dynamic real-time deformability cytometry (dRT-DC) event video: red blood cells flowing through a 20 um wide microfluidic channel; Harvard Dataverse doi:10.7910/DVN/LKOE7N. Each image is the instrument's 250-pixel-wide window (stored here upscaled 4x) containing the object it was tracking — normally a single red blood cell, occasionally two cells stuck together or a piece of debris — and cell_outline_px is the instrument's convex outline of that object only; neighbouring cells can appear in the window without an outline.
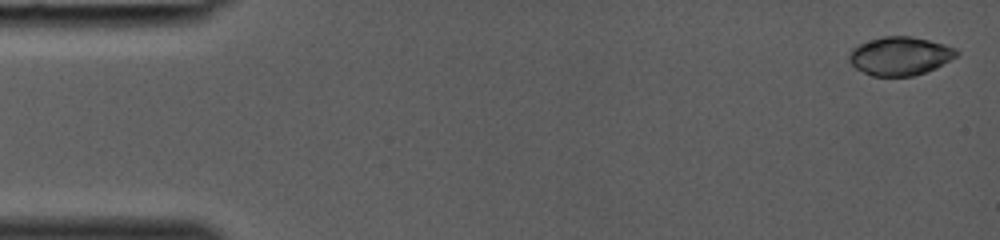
{"species": "common noctule bat (a hibernating species)", "species_latin": "Nyctalus noctula", "temperature_condition": "room temperature", "stored_images_in_passage": 38, "camera_frame_rate_fps": 3000, "um_per_image_px": 0.085, "animal": {"sex": "female", "body_mass_g": 19.0, "forearm_length_mm": 53.3}, "frame": {"image": 1, "passage_image": 1, "time_ms": 0.0, "image_size_px": [1000, 240], "cell_outline_px": [[960, 52], [956, 56], [936, 68], [912, 76], [872, 76], [856, 68], [848, 60], [848, 52], [852, 48], [860, 44], [884, 36], [908, 36], [928, 40], [944, 44], [956, 48]], "centroid_in_image_um": [76.49, 4.76], "position_along_channel_um": 8.5, "area_um2": 23.93}}
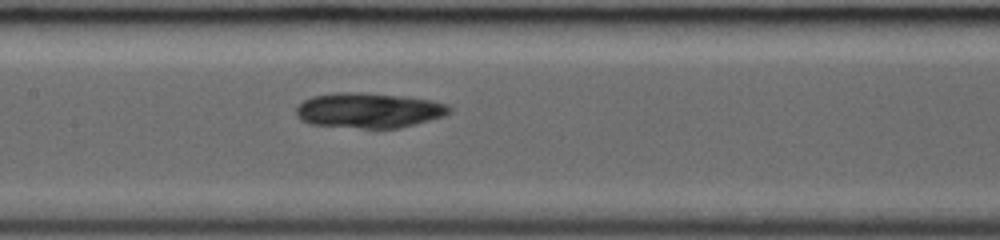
{"frame": {"image": 2, "passage_image": 19, "time_ms": 6.0, "image_size_px": [1000, 240], "cell_outline_px": [[452, 112], [444, 116], [416, 124], [400, 128], [364, 128], [308, 124], [300, 120], [296, 116], [296, 108], [304, 100], [312, 96], [336, 92], [356, 92], [396, 96], [432, 100], [448, 104], [452, 108]], "centroid_in_image_um": [31.35, 9.39], "position_along_channel_um": 176.1, "area_um2": 31.39}}
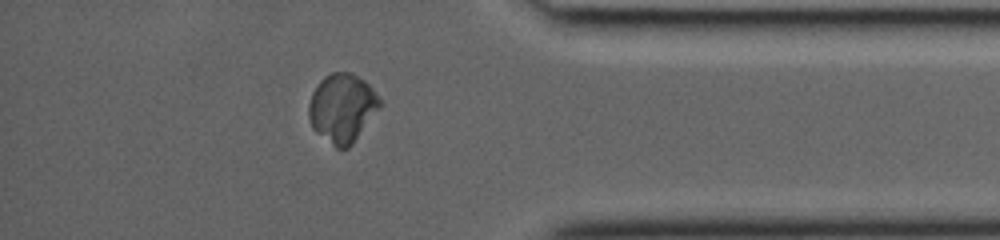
{"frame": {"image": 3, "passage_image": 33, "time_ms": 10.667, "image_size_px": [1000, 240], "cell_outline_px": [[384, 104], [352, 144], [348, 148], [336, 148], [316, 132], [312, 128], [308, 116], [308, 104], [312, 92], [320, 80], [324, 76], [332, 72], [352, 72], [364, 80], [376, 92]], "centroid_in_image_um": [29.1, 9.17], "position_along_channel_um": 406.1, "area_um2": 28.78}}